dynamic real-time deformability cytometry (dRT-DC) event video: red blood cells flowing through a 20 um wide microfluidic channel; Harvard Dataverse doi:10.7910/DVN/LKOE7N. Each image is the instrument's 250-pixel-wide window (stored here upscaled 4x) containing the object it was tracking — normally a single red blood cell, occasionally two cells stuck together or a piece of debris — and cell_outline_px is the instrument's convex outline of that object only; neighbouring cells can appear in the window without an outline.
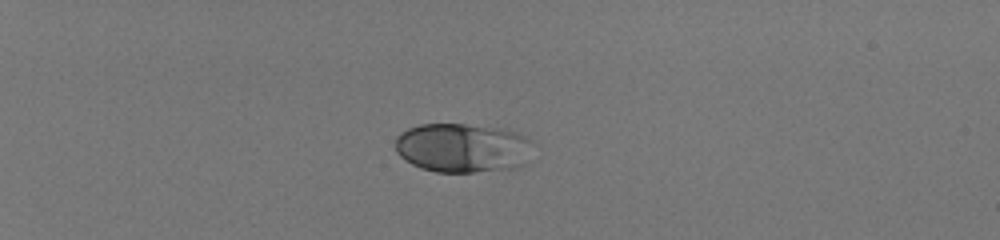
{"species": "human", "species_latin": "Homo sapiens", "temperature_condition": "room temperature", "stored_images_in_passage": 40, "camera_frame_rate_fps": 3000, "um_per_image_px": 0.085, "donor": {"sex": "male"}, "frame": {"image": 1, "passage_image": 1, "time_ms": 0.0, "image_size_px": [1000, 240], "cell_outline_px": [[528, 140], [524, 164], [520, 168], [472, 172], [436, 172], [420, 168], [404, 160], [396, 152], [396, 136], [408, 128], [420, 124], [464, 124], [496, 128], [512, 132], [524, 136]], "centroid_in_image_um": [39.21, 12.58], "position_along_channel_um": 45.8, "area_um2": 38.96}}
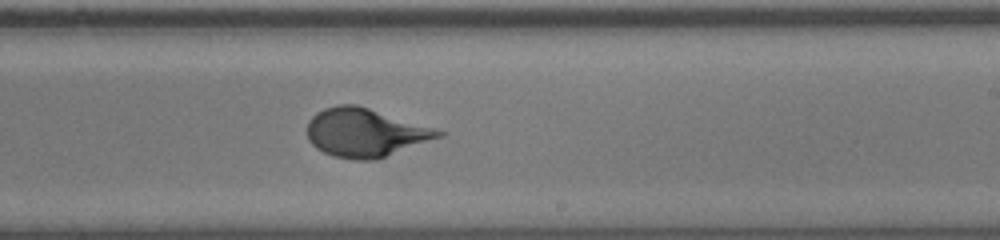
{"frame": {"image": 2, "passage_image": 23, "time_ms": 7.333, "image_size_px": [1000, 240], "cell_outline_px": [[444, 136], [376, 160], [352, 160], [332, 156], [316, 148], [308, 140], [308, 120], [316, 112], [324, 108], [336, 104], [356, 104], [432, 128], [444, 132]], "centroid_in_image_um": [31.0, 11.28], "position_along_channel_um": 258.0, "area_um2": 36.93}}
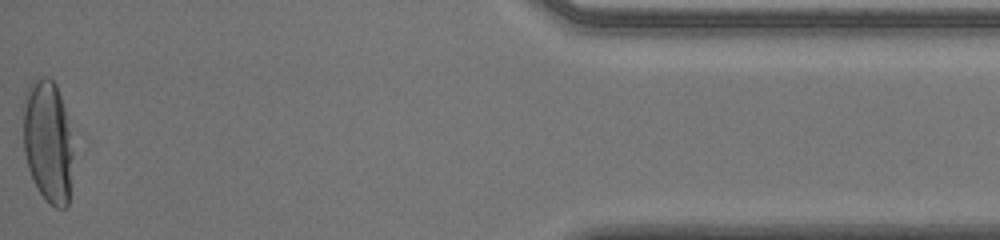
{"frame": {"image": 3, "passage_image": 40, "time_ms": 13.0, "image_size_px": [1000, 240], "cell_outline_px": [[72, 156], [68, 204], [64, 208], [56, 208], [40, 192], [32, 180], [28, 168], [24, 152], [24, 96], [28, 88], [36, 76], [48, 76], [56, 84], [64, 108], [72, 152]], "centroid_in_image_um": [4.04, 11.99], "position_along_channel_um": 431.2, "area_um2": 35.03}, "authors_computed_cell_mechanics": {"area_um2": 36.2695, "velocity_mm_per_s": 3.9997, "shape_relaxation_time_tau1_ms": 3.1345, "shape_relaxation_time_tau2_ms": null, "deformation_change_tau1": 0.1911, "deformation_change_tau2": null}}